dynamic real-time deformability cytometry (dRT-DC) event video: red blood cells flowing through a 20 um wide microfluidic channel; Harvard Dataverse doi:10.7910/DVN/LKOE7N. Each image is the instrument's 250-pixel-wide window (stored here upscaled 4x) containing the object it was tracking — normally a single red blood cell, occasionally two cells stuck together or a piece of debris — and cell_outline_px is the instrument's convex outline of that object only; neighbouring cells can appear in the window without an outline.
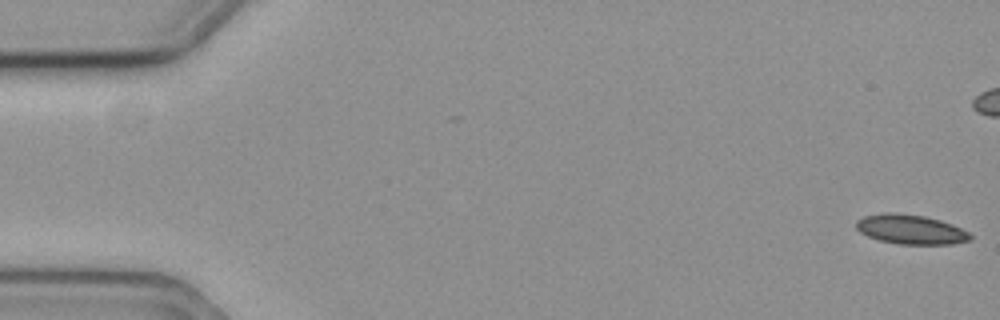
{"species": "common noctule bat (a hibernating species)", "species_latin": "Nyctalus noctula", "temperature_condition": "cold", "stored_images_in_passage": 48, "camera_frame_rate_fps": 3000, "um_per_image_px": 0.085, "animal": {"sex": "female", "body_mass_g": 19.3, "forearm_length_mm": 54.1}, "frame": {"image": 1, "passage_image": 1, "time_ms": 0.0, "image_size_px": [1000, 320], "cell_outline_px": [[972, 240], [952, 244], [896, 244], [880, 240], [868, 236], [860, 232], [856, 228], [856, 220], [864, 216], [924, 216], [940, 220], [952, 224], [968, 232], [972, 236]], "centroid_in_image_um": [77.49, 19.56], "position_along_channel_um": 7.5, "area_um2": 18.67}}
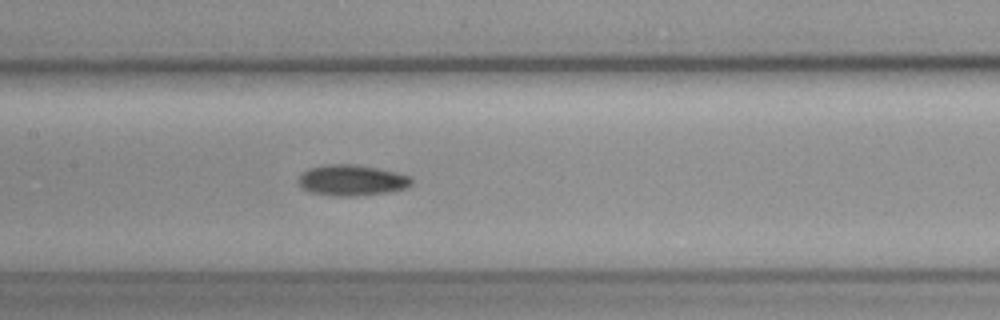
{"frame": {"image": 2, "passage_image": 28, "time_ms": 9.0, "image_size_px": [1000, 320], "cell_outline_px": [[412, 184], [408, 188], [388, 192], [356, 196], [332, 196], [308, 192], [300, 188], [296, 180], [308, 168], [324, 164], [356, 164], [396, 172], [412, 176]], "centroid_in_image_um": [29.88, 15.33], "position_along_channel_um": 177.5, "area_um2": 20.75}}
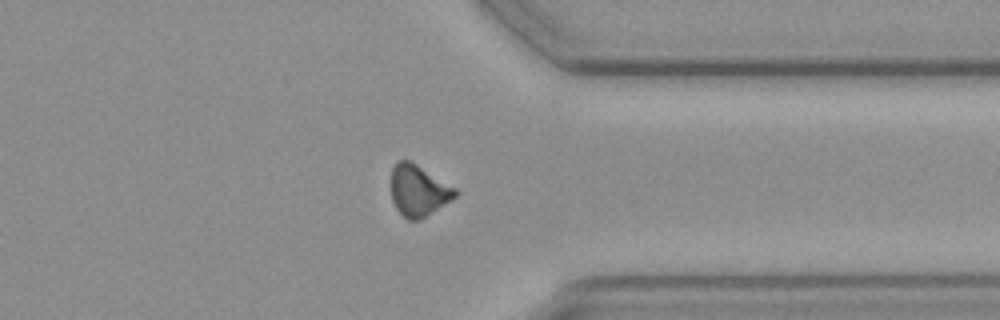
{"frame": {"image": 3, "passage_image": 45, "time_ms": 14.667, "image_size_px": [1000, 320], "cell_outline_px": [[460, 192], [452, 200], [420, 220], [408, 220], [396, 208], [392, 200], [392, 168], [396, 160], [408, 160], [416, 164], [456, 188]], "centroid_in_image_um": [35.58, 16.2], "position_along_channel_um": 375.8, "area_um2": 19.07}}